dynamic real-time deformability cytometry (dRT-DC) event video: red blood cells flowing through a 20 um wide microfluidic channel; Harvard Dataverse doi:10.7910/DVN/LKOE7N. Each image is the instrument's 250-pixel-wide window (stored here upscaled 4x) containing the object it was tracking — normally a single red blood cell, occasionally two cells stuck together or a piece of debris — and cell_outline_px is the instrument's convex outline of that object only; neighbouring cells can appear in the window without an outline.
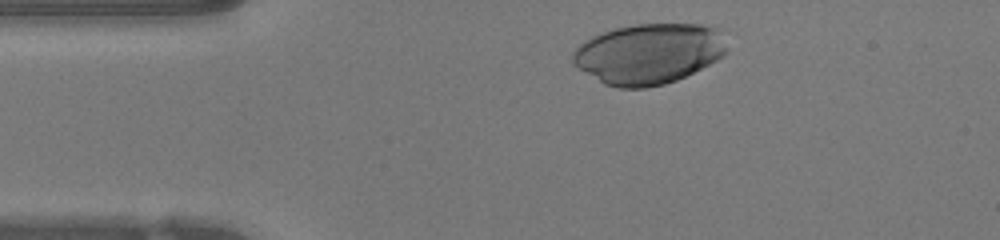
{"species": "human", "species_latin": "Homo sapiens", "temperature_condition": "warm", "stored_images_in_passage": 32, "camera_frame_rate_fps": 3000, "um_per_image_px": 0.085, "donor": {"sex": "female"}, "frame": {"image": 1, "passage_image": 3, "time_ms": 0.667, "image_size_px": [1000, 240], "cell_outline_px": [[728, 52], [724, 56], [676, 80], [664, 84], [644, 88], [620, 88], [604, 84], [572, 64], [572, 52], [584, 40], [600, 32], [632, 24], [700, 24], [720, 28], [728, 48]], "centroid_in_image_um": [55.14, 4.55], "position_along_channel_um": 29.9, "area_um2": 54.62}}
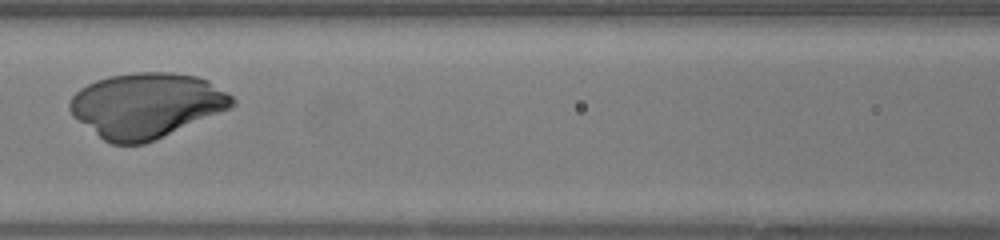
{"frame": {"image": 2, "passage_image": 15, "time_ms": 4.667, "image_size_px": [1000, 240], "cell_outline_px": [[236, 104], [228, 108], [156, 140], [144, 144], [112, 144], [104, 140], [72, 116], [68, 108], [68, 104], [72, 96], [80, 88], [96, 80], [108, 76], [136, 72], [172, 72], [196, 76], [208, 80], [228, 92], [236, 100]], "centroid_in_image_um": [12.42, 8.94], "position_along_channel_um": 154.2, "area_um2": 61.33}}
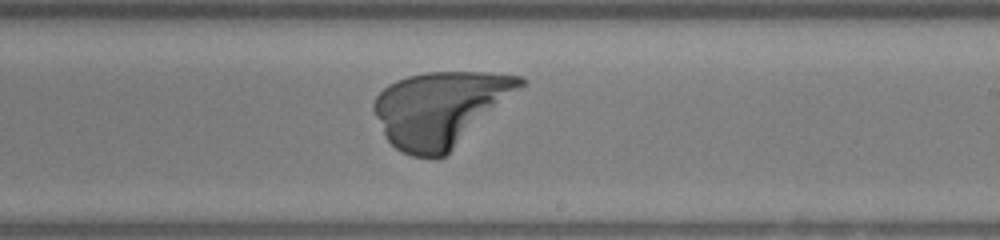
{"frame": {"image": 3, "passage_image": 22, "time_ms": 7.0, "image_size_px": [1000, 240], "cell_outline_px": [[528, 84], [444, 156], [412, 156], [396, 148], [384, 136], [372, 108], [372, 104], [376, 96], [388, 84], [396, 80], [408, 76], [428, 72], [488, 72], [524, 76], [528, 80]], "centroid_in_image_um": [37.46, 9.2], "position_along_channel_um": 251.5, "area_um2": 63.75}}